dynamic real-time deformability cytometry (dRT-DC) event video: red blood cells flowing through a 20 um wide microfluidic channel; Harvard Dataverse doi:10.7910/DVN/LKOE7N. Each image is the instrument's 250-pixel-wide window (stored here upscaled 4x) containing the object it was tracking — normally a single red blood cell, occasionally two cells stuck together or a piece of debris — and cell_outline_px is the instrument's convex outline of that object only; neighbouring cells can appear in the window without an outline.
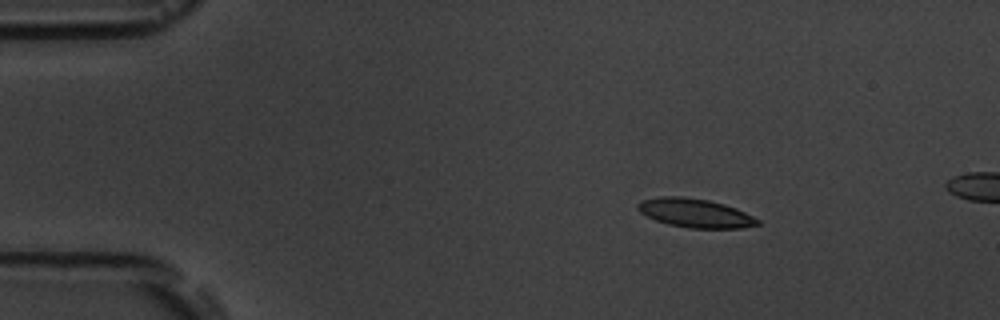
{"species": "common noctule bat (a hibernating species)", "species_latin": "Nyctalus noctula", "temperature_condition": "room temperature", "stored_images_in_passage": 3, "camera_frame_rate_fps": 3000, "um_per_image_px": 0.085, "animal": {"sex": "male", "body_mass_g": 19.5, "forearm_length_mm": 54.6}, "frame": {"image": 1, "passage_image": 1, "time_ms": 0.0, "image_size_px": [1000, 320], "cell_outline_px": [[760, 224], [740, 228], [688, 228], [668, 224], [656, 220], [640, 212], [636, 208], [636, 204], [640, 200], [660, 196], [680, 196], [708, 200], [724, 204], [736, 208], [760, 220]], "centroid_in_image_um": [59.06, 18.1], "position_along_channel_um": 25.9, "area_um2": 20.11}}